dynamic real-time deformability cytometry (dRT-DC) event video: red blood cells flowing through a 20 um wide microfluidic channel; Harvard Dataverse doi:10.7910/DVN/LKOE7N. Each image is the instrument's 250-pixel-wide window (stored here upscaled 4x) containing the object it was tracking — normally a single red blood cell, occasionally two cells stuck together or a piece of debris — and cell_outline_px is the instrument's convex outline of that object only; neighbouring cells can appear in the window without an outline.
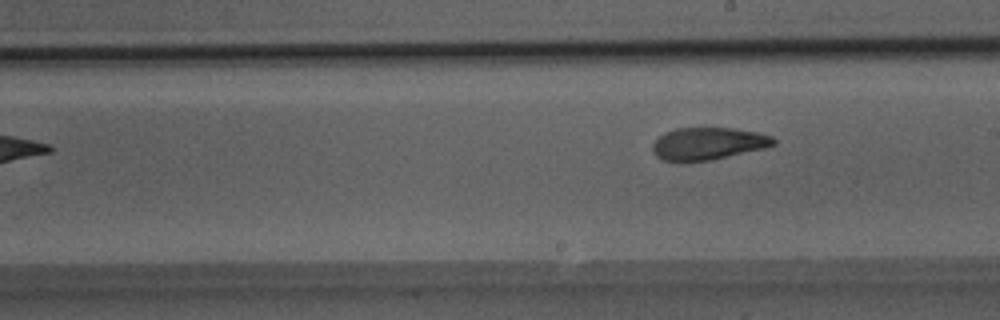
{"species": "Egyptian fruit bat (a non-hibernating species)", "species_latin": "Rousettus aegyptiacus", "temperature_condition": "room temperature", "stored_images_in_passage": 8, "camera_frame_rate_fps": 3000, "um_per_image_px": 0.085, "animal": {"sex": "male"}, "frame": {"image": 1, "passage_image": 8, "time_ms": 2.333, "image_size_px": [1000, 320], "cell_outline_px": [[776, 144], [764, 148], [712, 160], [680, 164], [664, 160], [656, 156], [652, 152], [652, 144], [664, 132], [676, 128], [732, 128], [760, 132], [772, 136], [776, 140]], "centroid_in_image_um": [60.15, 12.23], "position_along_channel_um": 228.8, "area_um2": 23.35}}